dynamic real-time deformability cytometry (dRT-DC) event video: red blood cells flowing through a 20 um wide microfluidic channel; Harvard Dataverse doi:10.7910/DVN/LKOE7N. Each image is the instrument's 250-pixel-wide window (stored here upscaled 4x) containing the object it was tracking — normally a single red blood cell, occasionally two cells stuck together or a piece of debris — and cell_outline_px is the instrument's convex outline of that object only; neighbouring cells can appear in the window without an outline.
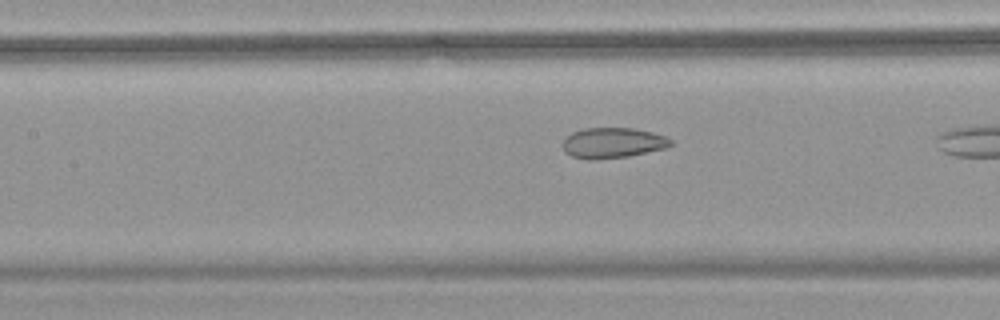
{"species": "common noctule bat (a hibernating species)", "species_latin": "Nyctalus noctula", "temperature_condition": "warm", "stored_images_in_passage": 10, "camera_frame_rate_fps": 3000, "um_per_image_px": 0.085, "animal": {"sex": "female", "body_mass_g": 18.4}, "frame": {"image": 1, "passage_image": 9, "time_ms": 2.667, "image_size_px": [1000, 320], "cell_outline_px": [[672, 144], [668, 148], [628, 156], [592, 160], [588, 160], [572, 156], [564, 152], [564, 140], [572, 132], [584, 128], [632, 128], [652, 132], [664, 136], [672, 140]], "centroid_in_image_um": [52.1, 12.15], "position_along_channel_um": 155.3, "area_um2": 19.13}}